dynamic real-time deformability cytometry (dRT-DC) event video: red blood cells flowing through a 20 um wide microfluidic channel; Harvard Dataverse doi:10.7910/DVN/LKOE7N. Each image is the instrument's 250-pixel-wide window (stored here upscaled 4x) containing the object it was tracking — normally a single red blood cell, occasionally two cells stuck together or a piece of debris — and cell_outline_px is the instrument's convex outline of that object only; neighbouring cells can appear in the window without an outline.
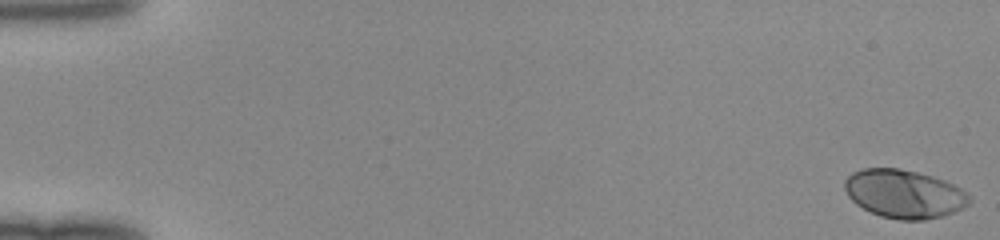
{"species": "human", "species_latin": "Homo sapiens", "temperature_condition": "room temperature", "stored_images_in_passage": 50, "camera_frame_rate_fps": 3000, "um_per_image_px": 0.085, "donor": {"sex": "female"}, "frame": {"image": 1, "passage_image": 1, "time_ms": 0.0, "image_size_px": [1000, 240], "cell_outline_px": [[972, 200], [968, 204], [944, 216], [924, 220], [900, 220], [880, 216], [856, 204], [848, 196], [844, 188], [844, 180], [852, 172], [864, 168], [900, 168], [932, 176], [944, 180], [960, 188], [972, 196]], "centroid_in_image_um": [76.84, 16.48], "position_along_channel_um": 8.2, "area_um2": 35.2}}
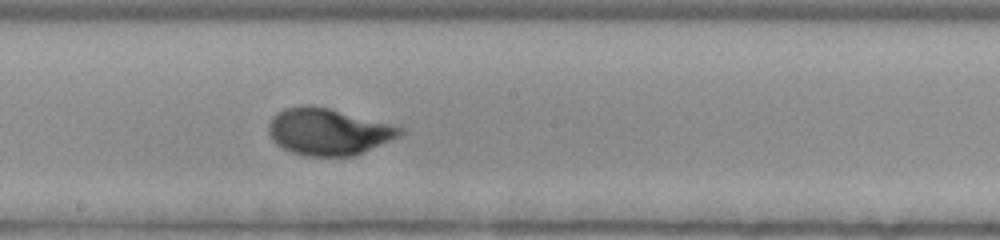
{"frame": {"image": 2, "passage_image": 29, "time_ms": 9.333, "image_size_px": [1000, 240], "cell_outline_px": [[404, 132], [400, 136], [352, 156], [304, 156], [292, 152], [276, 144], [272, 140], [268, 132], [268, 124], [272, 116], [276, 112], [284, 108], [304, 104], [312, 104], [328, 108], [404, 128]], "centroid_in_image_um": [27.83, 11.18], "position_along_channel_um": 220.4, "area_um2": 35.6}}
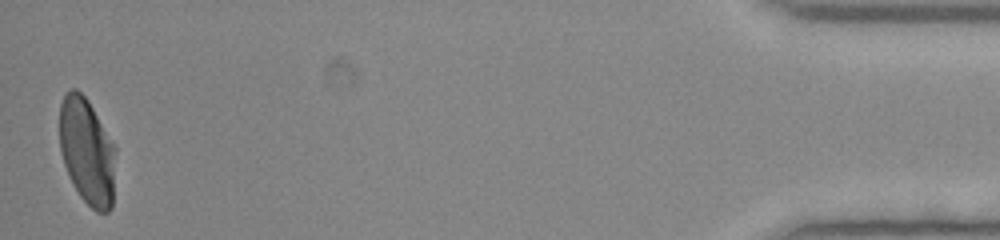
{"frame": {"image": 3, "passage_image": 50, "time_ms": 16.333, "image_size_px": [1000, 240], "cell_outline_px": [[116, 148], [112, 208], [108, 212], [96, 212], [80, 196], [72, 184], [68, 176], [60, 152], [60, 104], [68, 88], [76, 88], [88, 100]], "centroid_in_image_um": [7.39, 12.87], "position_along_channel_um": 427.8, "area_um2": 34.97}}